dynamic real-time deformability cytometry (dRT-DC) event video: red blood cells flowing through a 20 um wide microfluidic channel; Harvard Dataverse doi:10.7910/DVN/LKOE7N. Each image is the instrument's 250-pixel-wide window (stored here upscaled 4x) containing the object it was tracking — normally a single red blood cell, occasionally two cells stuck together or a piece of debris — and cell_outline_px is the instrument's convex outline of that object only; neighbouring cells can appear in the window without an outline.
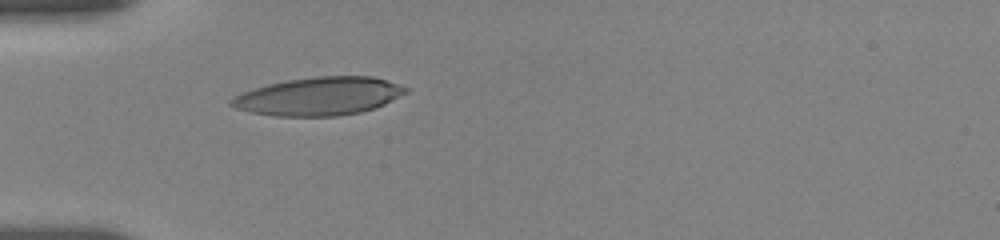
{"species": "human", "species_latin": "Homo sapiens", "temperature_condition": "room temperature", "stored_images_in_passage": 2, "camera_frame_rate_fps": 3000, "um_per_image_px": 0.085, "donor": {"sex": "female"}, "frame": {"image": 1, "passage_image": 1, "time_ms": 0.0, "image_size_px": [1000, 240], "cell_outline_px": [[408, 92], [376, 108], [360, 112], [336, 116], [276, 116], [248, 112], [236, 108], [228, 104], [228, 100], [252, 88], [268, 84], [288, 80], [316, 76], [372, 76], [408, 88]], "centroid_in_image_um": [27.08, 8.19], "position_along_channel_um": 57.9, "area_um2": 38.67}}